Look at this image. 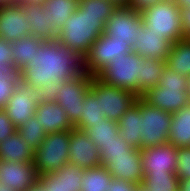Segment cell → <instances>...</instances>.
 Instances as JSON below:
<instances>
[{
  "instance_id": "ab89813d",
  "label": "cell",
  "mask_w": 190,
  "mask_h": 191,
  "mask_svg": "<svg viewBox=\"0 0 190 191\" xmlns=\"http://www.w3.org/2000/svg\"><path fill=\"white\" fill-rule=\"evenodd\" d=\"M137 187L138 184L129 181L113 179L110 183V189L106 191H136Z\"/></svg>"
},
{
  "instance_id": "52a82bcc",
  "label": "cell",
  "mask_w": 190,
  "mask_h": 191,
  "mask_svg": "<svg viewBox=\"0 0 190 191\" xmlns=\"http://www.w3.org/2000/svg\"><path fill=\"white\" fill-rule=\"evenodd\" d=\"M95 77L107 85L129 90L138 96L139 55L131 51L116 57Z\"/></svg>"
},
{
  "instance_id": "6da1fadb",
  "label": "cell",
  "mask_w": 190,
  "mask_h": 191,
  "mask_svg": "<svg viewBox=\"0 0 190 191\" xmlns=\"http://www.w3.org/2000/svg\"><path fill=\"white\" fill-rule=\"evenodd\" d=\"M86 74L82 54L57 40H43L32 61L20 71V81L41 95H48L61 82Z\"/></svg>"
},
{
  "instance_id": "4fadbf2b",
  "label": "cell",
  "mask_w": 190,
  "mask_h": 191,
  "mask_svg": "<svg viewBox=\"0 0 190 191\" xmlns=\"http://www.w3.org/2000/svg\"><path fill=\"white\" fill-rule=\"evenodd\" d=\"M68 163L76 164L84 170L102 165L99 148L89 139L85 130L76 127L70 130Z\"/></svg>"
},
{
  "instance_id": "60d3db41",
  "label": "cell",
  "mask_w": 190,
  "mask_h": 191,
  "mask_svg": "<svg viewBox=\"0 0 190 191\" xmlns=\"http://www.w3.org/2000/svg\"><path fill=\"white\" fill-rule=\"evenodd\" d=\"M163 0H128L127 6L132 7L134 10L141 11L150 5L157 4Z\"/></svg>"
},
{
  "instance_id": "8992f818",
  "label": "cell",
  "mask_w": 190,
  "mask_h": 191,
  "mask_svg": "<svg viewBox=\"0 0 190 191\" xmlns=\"http://www.w3.org/2000/svg\"><path fill=\"white\" fill-rule=\"evenodd\" d=\"M92 76L77 75L61 82L48 94L65 109L70 122L74 125L82 115L83 101L89 92Z\"/></svg>"
},
{
  "instance_id": "d6986e66",
  "label": "cell",
  "mask_w": 190,
  "mask_h": 191,
  "mask_svg": "<svg viewBox=\"0 0 190 191\" xmlns=\"http://www.w3.org/2000/svg\"><path fill=\"white\" fill-rule=\"evenodd\" d=\"M84 169L67 163L60 170L38 177L45 191H80Z\"/></svg>"
},
{
  "instance_id": "681fc988",
  "label": "cell",
  "mask_w": 190,
  "mask_h": 191,
  "mask_svg": "<svg viewBox=\"0 0 190 191\" xmlns=\"http://www.w3.org/2000/svg\"><path fill=\"white\" fill-rule=\"evenodd\" d=\"M13 2H17V0H0V5L10 4Z\"/></svg>"
},
{
  "instance_id": "7a4b0ae2",
  "label": "cell",
  "mask_w": 190,
  "mask_h": 191,
  "mask_svg": "<svg viewBox=\"0 0 190 191\" xmlns=\"http://www.w3.org/2000/svg\"><path fill=\"white\" fill-rule=\"evenodd\" d=\"M106 22L103 15L85 14L78 8L58 31L56 40L85 57L91 45L104 33Z\"/></svg>"
},
{
  "instance_id": "ee69618b",
  "label": "cell",
  "mask_w": 190,
  "mask_h": 191,
  "mask_svg": "<svg viewBox=\"0 0 190 191\" xmlns=\"http://www.w3.org/2000/svg\"><path fill=\"white\" fill-rule=\"evenodd\" d=\"M25 191H45L43 186L37 181L33 186L26 189Z\"/></svg>"
},
{
  "instance_id": "44dd1931",
  "label": "cell",
  "mask_w": 190,
  "mask_h": 191,
  "mask_svg": "<svg viewBox=\"0 0 190 191\" xmlns=\"http://www.w3.org/2000/svg\"><path fill=\"white\" fill-rule=\"evenodd\" d=\"M27 20L30 22L31 35L42 40H56L58 31L48 23L43 2L21 3Z\"/></svg>"
},
{
  "instance_id": "603a6c76",
  "label": "cell",
  "mask_w": 190,
  "mask_h": 191,
  "mask_svg": "<svg viewBox=\"0 0 190 191\" xmlns=\"http://www.w3.org/2000/svg\"><path fill=\"white\" fill-rule=\"evenodd\" d=\"M33 159L34 150L23 141L18 131L0 142V160L21 163L33 162Z\"/></svg>"
},
{
  "instance_id": "7c38bea8",
  "label": "cell",
  "mask_w": 190,
  "mask_h": 191,
  "mask_svg": "<svg viewBox=\"0 0 190 191\" xmlns=\"http://www.w3.org/2000/svg\"><path fill=\"white\" fill-rule=\"evenodd\" d=\"M42 95L19 81L13 95L4 106L9 119L18 128L23 122L34 116L37 103Z\"/></svg>"
},
{
  "instance_id": "d4e9b609",
  "label": "cell",
  "mask_w": 190,
  "mask_h": 191,
  "mask_svg": "<svg viewBox=\"0 0 190 191\" xmlns=\"http://www.w3.org/2000/svg\"><path fill=\"white\" fill-rule=\"evenodd\" d=\"M166 61L139 56L138 97L159 83Z\"/></svg>"
},
{
  "instance_id": "83f0119b",
  "label": "cell",
  "mask_w": 190,
  "mask_h": 191,
  "mask_svg": "<svg viewBox=\"0 0 190 191\" xmlns=\"http://www.w3.org/2000/svg\"><path fill=\"white\" fill-rule=\"evenodd\" d=\"M43 40L33 35H28L15 42H11L13 51V64L21 71L32 61L34 53L37 52Z\"/></svg>"
},
{
  "instance_id": "cb8c5ba5",
  "label": "cell",
  "mask_w": 190,
  "mask_h": 191,
  "mask_svg": "<svg viewBox=\"0 0 190 191\" xmlns=\"http://www.w3.org/2000/svg\"><path fill=\"white\" fill-rule=\"evenodd\" d=\"M168 143L176 148L190 147V103L172 113Z\"/></svg>"
},
{
  "instance_id": "4316f807",
  "label": "cell",
  "mask_w": 190,
  "mask_h": 191,
  "mask_svg": "<svg viewBox=\"0 0 190 191\" xmlns=\"http://www.w3.org/2000/svg\"><path fill=\"white\" fill-rule=\"evenodd\" d=\"M166 66L177 74L190 76V40L187 37L172 44Z\"/></svg>"
},
{
  "instance_id": "9a60e30c",
  "label": "cell",
  "mask_w": 190,
  "mask_h": 191,
  "mask_svg": "<svg viewBox=\"0 0 190 191\" xmlns=\"http://www.w3.org/2000/svg\"><path fill=\"white\" fill-rule=\"evenodd\" d=\"M143 174H175L177 148L166 143L152 148L141 149Z\"/></svg>"
},
{
  "instance_id": "816d5d0a",
  "label": "cell",
  "mask_w": 190,
  "mask_h": 191,
  "mask_svg": "<svg viewBox=\"0 0 190 191\" xmlns=\"http://www.w3.org/2000/svg\"><path fill=\"white\" fill-rule=\"evenodd\" d=\"M187 89H188V93H189V96H190V76L188 77V86H187Z\"/></svg>"
},
{
  "instance_id": "f35d334b",
  "label": "cell",
  "mask_w": 190,
  "mask_h": 191,
  "mask_svg": "<svg viewBox=\"0 0 190 191\" xmlns=\"http://www.w3.org/2000/svg\"><path fill=\"white\" fill-rule=\"evenodd\" d=\"M17 127L9 119L4 109H0V142L5 141L6 136H10L17 131Z\"/></svg>"
},
{
  "instance_id": "b9f144b4",
  "label": "cell",
  "mask_w": 190,
  "mask_h": 191,
  "mask_svg": "<svg viewBox=\"0 0 190 191\" xmlns=\"http://www.w3.org/2000/svg\"><path fill=\"white\" fill-rule=\"evenodd\" d=\"M183 34L187 37L190 34V7L180 8Z\"/></svg>"
},
{
  "instance_id": "8fae6325",
  "label": "cell",
  "mask_w": 190,
  "mask_h": 191,
  "mask_svg": "<svg viewBox=\"0 0 190 191\" xmlns=\"http://www.w3.org/2000/svg\"><path fill=\"white\" fill-rule=\"evenodd\" d=\"M142 27L143 19L140 11L127 5H118L106 22L104 33L132 46L136 41L138 30Z\"/></svg>"
},
{
  "instance_id": "7402d4cb",
  "label": "cell",
  "mask_w": 190,
  "mask_h": 191,
  "mask_svg": "<svg viewBox=\"0 0 190 191\" xmlns=\"http://www.w3.org/2000/svg\"><path fill=\"white\" fill-rule=\"evenodd\" d=\"M118 123V133L132 148L140 150L142 129V113L140 106L135 102L120 117Z\"/></svg>"
},
{
  "instance_id": "74e56055",
  "label": "cell",
  "mask_w": 190,
  "mask_h": 191,
  "mask_svg": "<svg viewBox=\"0 0 190 191\" xmlns=\"http://www.w3.org/2000/svg\"><path fill=\"white\" fill-rule=\"evenodd\" d=\"M175 174L179 180L190 179V147L177 148V167Z\"/></svg>"
},
{
  "instance_id": "5bb4252c",
  "label": "cell",
  "mask_w": 190,
  "mask_h": 191,
  "mask_svg": "<svg viewBox=\"0 0 190 191\" xmlns=\"http://www.w3.org/2000/svg\"><path fill=\"white\" fill-rule=\"evenodd\" d=\"M30 22L20 2L0 5V38L15 42L31 35Z\"/></svg>"
},
{
  "instance_id": "ac0fdd59",
  "label": "cell",
  "mask_w": 190,
  "mask_h": 191,
  "mask_svg": "<svg viewBox=\"0 0 190 191\" xmlns=\"http://www.w3.org/2000/svg\"><path fill=\"white\" fill-rule=\"evenodd\" d=\"M34 162L15 163L0 160V184L8 185L16 191H25L37 180Z\"/></svg>"
},
{
  "instance_id": "277c9868",
  "label": "cell",
  "mask_w": 190,
  "mask_h": 191,
  "mask_svg": "<svg viewBox=\"0 0 190 191\" xmlns=\"http://www.w3.org/2000/svg\"><path fill=\"white\" fill-rule=\"evenodd\" d=\"M143 25L174 44L183 34L180 7L175 0H163L140 11Z\"/></svg>"
},
{
  "instance_id": "d590c367",
  "label": "cell",
  "mask_w": 190,
  "mask_h": 191,
  "mask_svg": "<svg viewBox=\"0 0 190 191\" xmlns=\"http://www.w3.org/2000/svg\"><path fill=\"white\" fill-rule=\"evenodd\" d=\"M20 74V71L13 64V51L11 43L0 38V75Z\"/></svg>"
},
{
  "instance_id": "484cf974",
  "label": "cell",
  "mask_w": 190,
  "mask_h": 191,
  "mask_svg": "<svg viewBox=\"0 0 190 191\" xmlns=\"http://www.w3.org/2000/svg\"><path fill=\"white\" fill-rule=\"evenodd\" d=\"M44 10L47 12L48 23L59 31L70 16L77 11L79 0H45Z\"/></svg>"
},
{
  "instance_id": "c3c4849f",
  "label": "cell",
  "mask_w": 190,
  "mask_h": 191,
  "mask_svg": "<svg viewBox=\"0 0 190 191\" xmlns=\"http://www.w3.org/2000/svg\"><path fill=\"white\" fill-rule=\"evenodd\" d=\"M45 0H17L20 3H27V2H44Z\"/></svg>"
},
{
  "instance_id": "8d00e7d4",
  "label": "cell",
  "mask_w": 190,
  "mask_h": 191,
  "mask_svg": "<svg viewBox=\"0 0 190 191\" xmlns=\"http://www.w3.org/2000/svg\"><path fill=\"white\" fill-rule=\"evenodd\" d=\"M20 81V74L0 75V109H3L7 101L13 95L16 85Z\"/></svg>"
},
{
  "instance_id": "bcb514c9",
  "label": "cell",
  "mask_w": 190,
  "mask_h": 191,
  "mask_svg": "<svg viewBox=\"0 0 190 191\" xmlns=\"http://www.w3.org/2000/svg\"><path fill=\"white\" fill-rule=\"evenodd\" d=\"M0 191H16L11 189L8 185L0 184Z\"/></svg>"
},
{
  "instance_id": "f907efd6",
  "label": "cell",
  "mask_w": 190,
  "mask_h": 191,
  "mask_svg": "<svg viewBox=\"0 0 190 191\" xmlns=\"http://www.w3.org/2000/svg\"><path fill=\"white\" fill-rule=\"evenodd\" d=\"M114 1L117 5H126L128 0H112Z\"/></svg>"
},
{
  "instance_id": "9c48e42d",
  "label": "cell",
  "mask_w": 190,
  "mask_h": 191,
  "mask_svg": "<svg viewBox=\"0 0 190 191\" xmlns=\"http://www.w3.org/2000/svg\"><path fill=\"white\" fill-rule=\"evenodd\" d=\"M90 88L97 94V101L104 116L115 122L120 120L138 98L135 93L107 85L96 77H92Z\"/></svg>"
},
{
  "instance_id": "d6a6232c",
  "label": "cell",
  "mask_w": 190,
  "mask_h": 191,
  "mask_svg": "<svg viewBox=\"0 0 190 191\" xmlns=\"http://www.w3.org/2000/svg\"><path fill=\"white\" fill-rule=\"evenodd\" d=\"M142 184L150 191H179V179L176 174L147 173Z\"/></svg>"
},
{
  "instance_id": "30bf717a",
  "label": "cell",
  "mask_w": 190,
  "mask_h": 191,
  "mask_svg": "<svg viewBox=\"0 0 190 191\" xmlns=\"http://www.w3.org/2000/svg\"><path fill=\"white\" fill-rule=\"evenodd\" d=\"M131 51L130 43L116 40V38L103 33L91 45L88 54L85 56L86 70L90 76L95 77L116 57Z\"/></svg>"
},
{
  "instance_id": "f546056e",
  "label": "cell",
  "mask_w": 190,
  "mask_h": 191,
  "mask_svg": "<svg viewBox=\"0 0 190 191\" xmlns=\"http://www.w3.org/2000/svg\"><path fill=\"white\" fill-rule=\"evenodd\" d=\"M113 177L105 166L85 169L80 191H106L110 189Z\"/></svg>"
},
{
  "instance_id": "e0dca14e",
  "label": "cell",
  "mask_w": 190,
  "mask_h": 191,
  "mask_svg": "<svg viewBox=\"0 0 190 191\" xmlns=\"http://www.w3.org/2000/svg\"><path fill=\"white\" fill-rule=\"evenodd\" d=\"M102 166L108 169L113 179L129 181L135 184L143 182L141 150L133 149L128 153V156L109 157Z\"/></svg>"
},
{
  "instance_id": "5b68a950",
  "label": "cell",
  "mask_w": 190,
  "mask_h": 191,
  "mask_svg": "<svg viewBox=\"0 0 190 191\" xmlns=\"http://www.w3.org/2000/svg\"><path fill=\"white\" fill-rule=\"evenodd\" d=\"M70 130L48 133L34 150V166L38 176L60 170L69 159Z\"/></svg>"
},
{
  "instance_id": "3957f363",
  "label": "cell",
  "mask_w": 190,
  "mask_h": 191,
  "mask_svg": "<svg viewBox=\"0 0 190 191\" xmlns=\"http://www.w3.org/2000/svg\"><path fill=\"white\" fill-rule=\"evenodd\" d=\"M188 77L165 66L157 85L145 90L139 97L148 105L169 113H176L190 103Z\"/></svg>"
},
{
  "instance_id": "4dcf8cb0",
  "label": "cell",
  "mask_w": 190,
  "mask_h": 191,
  "mask_svg": "<svg viewBox=\"0 0 190 191\" xmlns=\"http://www.w3.org/2000/svg\"><path fill=\"white\" fill-rule=\"evenodd\" d=\"M85 131L89 139L93 140L99 149L104 146V144L120 136L118 133V123L108 118L95 123L92 128H88Z\"/></svg>"
},
{
  "instance_id": "2e32d148",
  "label": "cell",
  "mask_w": 190,
  "mask_h": 191,
  "mask_svg": "<svg viewBox=\"0 0 190 191\" xmlns=\"http://www.w3.org/2000/svg\"><path fill=\"white\" fill-rule=\"evenodd\" d=\"M34 116L47 134L68 131L74 127L66 115L65 109L50 98L49 95L40 97Z\"/></svg>"
},
{
  "instance_id": "836d02e7",
  "label": "cell",
  "mask_w": 190,
  "mask_h": 191,
  "mask_svg": "<svg viewBox=\"0 0 190 191\" xmlns=\"http://www.w3.org/2000/svg\"><path fill=\"white\" fill-rule=\"evenodd\" d=\"M117 7L112 0H79L78 6L85 14L103 15L106 21Z\"/></svg>"
},
{
  "instance_id": "f6af8a7d",
  "label": "cell",
  "mask_w": 190,
  "mask_h": 191,
  "mask_svg": "<svg viewBox=\"0 0 190 191\" xmlns=\"http://www.w3.org/2000/svg\"><path fill=\"white\" fill-rule=\"evenodd\" d=\"M175 2L180 8L190 7V0H175Z\"/></svg>"
},
{
  "instance_id": "ba28073f",
  "label": "cell",
  "mask_w": 190,
  "mask_h": 191,
  "mask_svg": "<svg viewBox=\"0 0 190 191\" xmlns=\"http://www.w3.org/2000/svg\"><path fill=\"white\" fill-rule=\"evenodd\" d=\"M136 103L142 113V131L140 132V150L168 143L171 126V113L145 103L140 97Z\"/></svg>"
},
{
  "instance_id": "7bdbcfd3",
  "label": "cell",
  "mask_w": 190,
  "mask_h": 191,
  "mask_svg": "<svg viewBox=\"0 0 190 191\" xmlns=\"http://www.w3.org/2000/svg\"><path fill=\"white\" fill-rule=\"evenodd\" d=\"M179 191H190V179L179 180Z\"/></svg>"
},
{
  "instance_id": "e575fe53",
  "label": "cell",
  "mask_w": 190,
  "mask_h": 191,
  "mask_svg": "<svg viewBox=\"0 0 190 191\" xmlns=\"http://www.w3.org/2000/svg\"><path fill=\"white\" fill-rule=\"evenodd\" d=\"M133 149L119 136L99 149L101 163L103 164L109 157L128 156V153Z\"/></svg>"
},
{
  "instance_id": "7dc6e473",
  "label": "cell",
  "mask_w": 190,
  "mask_h": 191,
  "mask_svg": "<svg viewBox=\"0 0 190 191\" xmlns=\"http://www.w3.org/2000/svg\"><path fill=\"white\" fill-rule=\"evenodd\" d=\"M136 191H150L147 187H145L142 183L138 184Z\"/></svg>"
},
{
  "instance_id": "ffe728a7",
  "label": "cell",
  "mask_w": 190,
  "mask_h": 191,
  "mask_svg": "<svg viewBox=\"0 0 190 191\" xmlns=\"http://www.w3.org/2000/svg\"><path fill=\"white\" fill-rule=\"evenodd\" d=\"M171 46L168 40L143 25L132 44V51L141 57L166 61Z\"/></svg>"
},
{
  "instance_id": "1f68e13d",
  "label": "cell",
  "mask_w": 190,
  "mask_h": 191,
  "mask_svg": "<svg viewBox=\"0 0 190 191\" xmlns=\"http://www.w3.org/2000/svg\"><path fill=\"white\" fill-rule=\"evenodd\" d=\"M23 141L35 150L45 139L47 133L42 125L38 123L35 116L23 122L17 129Z\"/></svg>"
},
{
  "instance_id": "f1b7e54d",
  "label": "cell",
  "mask_w": 190,
  "mask_h": 191,
  "mask_svg": "<svg viewBox=\"0 0 190 191\" xmlns=\"http://www.w3.org/2000/svg\"><path fill=\"white\" fill-rule=\"evenodd\" d=\"M82 112L80 119L74 124V127L81 130L92 128L95 123L107 119L100 109L97 94L91 88L83 101Z\"/></svg>"
}]
</instances>
